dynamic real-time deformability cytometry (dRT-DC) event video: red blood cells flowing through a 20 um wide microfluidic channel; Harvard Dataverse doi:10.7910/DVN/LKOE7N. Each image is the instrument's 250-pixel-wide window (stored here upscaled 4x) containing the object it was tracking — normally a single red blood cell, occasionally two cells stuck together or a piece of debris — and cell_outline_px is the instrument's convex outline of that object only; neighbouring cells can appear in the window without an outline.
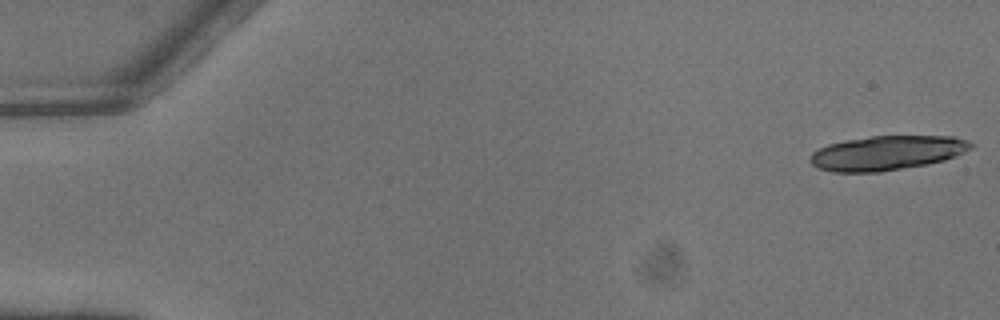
{"species": "common noctule bat (a hibernating species)", "species_latin": "Nyctalus noctula", "temperature_condition": "warm", "stored_images_in_passage": 6, "camera_frame_rate_fps": 3000, "um_per_image_px": 0.085, "animal": {"sex": "male", "body_mass_g": 13.3}, "frame": {"image": 1, "passage_image": 1, "time_ms": 0.0, "image_size_px": [1000, 320], "cell_outline_px": [[976, 144], [972, 148], [956, 156], [944, 160], [928, 164], [880, 172], [832, 172], [820, 168], [812, 164], [808, 160], [808, 156], [812, 152], [828, 144], [844, 140], [872, 136], [952, 136], [968, 140]], "centroid_in_image_um": [75.39, 13.0], "position_along_channel_um": 9.6, "area_um2": 32.48}}
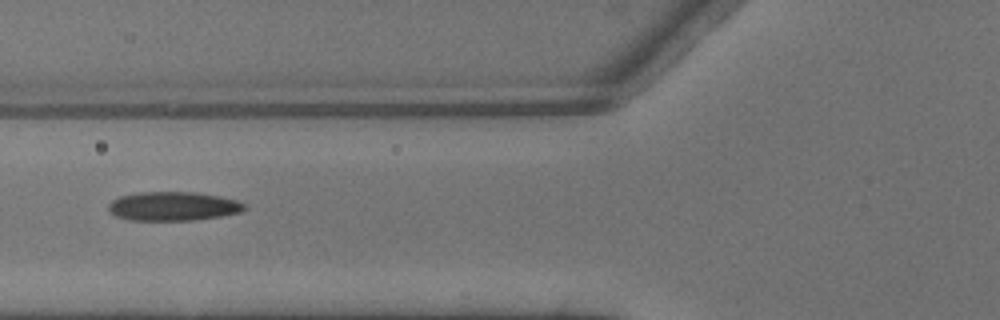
{"frame": {"image": 2, "passage_image": 6, "time_ms": 1.667, "image_size_px": [1000, 320], "cell_outline_px": [[248, 208], [240, 212], [220, 216], [196, 220], [132, 220], [116, 216], [108, 208], [108, 204], [112, 200], [120, 196], [140, 192], [196, 192], [220, 196], [240, 200], [248, 204]], "centroid_in_image_um": [14.79, 17.52], "position_along_channel_um": 111.0, "area_um2": 23.12}}